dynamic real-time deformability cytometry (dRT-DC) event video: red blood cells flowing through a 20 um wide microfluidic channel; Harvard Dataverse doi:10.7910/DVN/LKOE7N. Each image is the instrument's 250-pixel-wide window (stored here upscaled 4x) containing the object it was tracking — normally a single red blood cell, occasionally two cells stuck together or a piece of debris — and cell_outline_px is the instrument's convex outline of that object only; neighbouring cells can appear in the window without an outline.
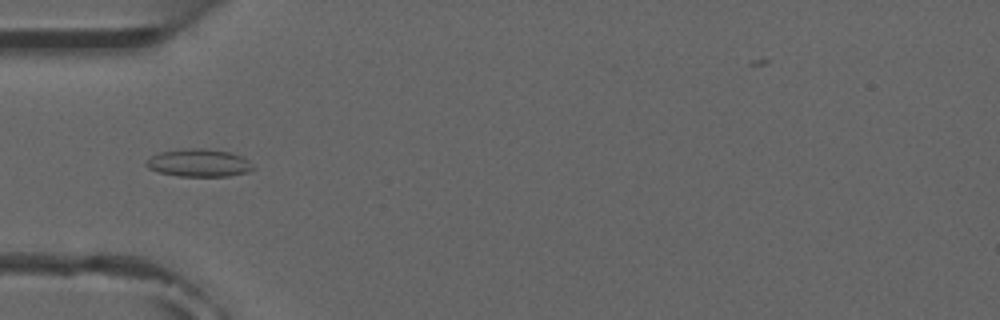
{"species": "common noctule bat (a hibernating species)", "species_latin": "Nyctalus noctula", "temperature_condition": "room temperature", "stored_images_in_passage": 8, "camera_frame_rate_fps": 3000, "um_per_image_px": 0.085, "animal": {"sex": "male", "forearm_length_mm": 52.5}, "frame": {"image": 1, "passage_image": 5, "time_ms": 4.667, "image_size_px": [1000, 320], "cell_outline_px": [[256, 168], [248, 172], [228, 176], [176, 176], [160, 172], [148, 168], [144, 164], [152, 156], [160, 152], [180, 148], [204, 148], [228, 152], [240, 156], [248, 160]], "centroid_in_image_um": [16.9, 13.84], "position_along_channel_um": 68.1, "area_um2": 17.28}}
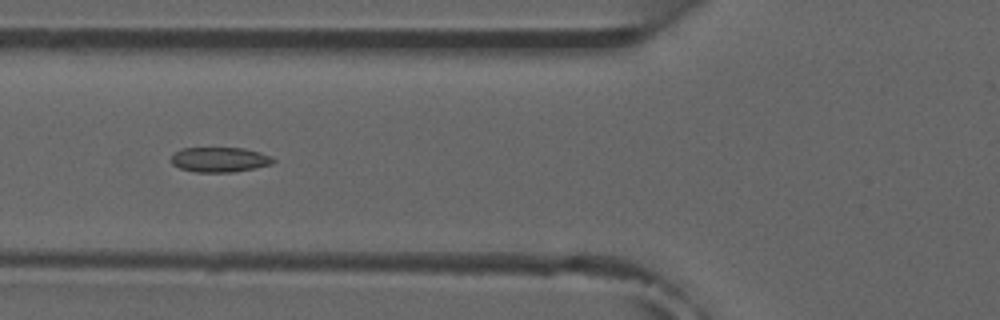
{"frame": {"image": 2, "passage_image": 6, "time_ms": 5.667, "image_size_px": [1000, 320], "cell_outline_px": [[276, 160], [272, 164], [256, 168], [236, 172], [192, 172], [180, 168], [172, 164], [172, 156], [180, 148], [244, 148], [260, 152], [272, 156]], "centroid_in_image_um": [18.71, 13.57], "position_along_channel_um": 107.1, "area_um2": 14.97}}
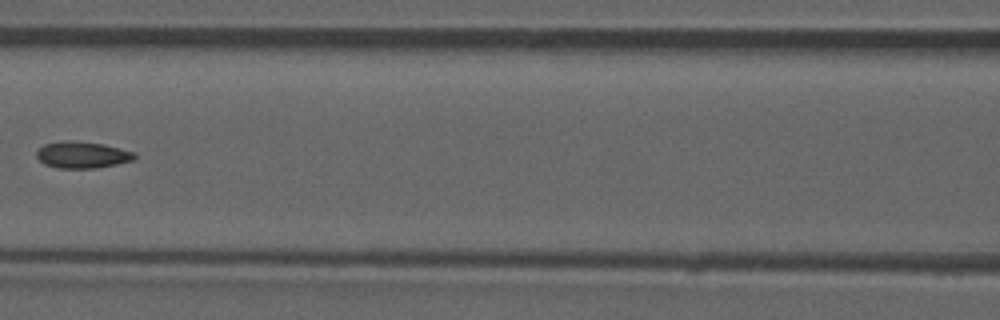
{"frame": {"image": 3, "passage_image": 7, "time_ms": 7.0, "image_size_px": [1000, 320], "cell_outline_px": [[136, 160], [96, 168], [56, 168], [44, 164], [36, 156], [36, 152], [44, 144], [60, 140], [72, 140], [104, 144], [136, 152]], "centroid_in_image_um": [7.01, 13.15], "position_along_channel_um": 159.6, "area_um2": 15.43}}